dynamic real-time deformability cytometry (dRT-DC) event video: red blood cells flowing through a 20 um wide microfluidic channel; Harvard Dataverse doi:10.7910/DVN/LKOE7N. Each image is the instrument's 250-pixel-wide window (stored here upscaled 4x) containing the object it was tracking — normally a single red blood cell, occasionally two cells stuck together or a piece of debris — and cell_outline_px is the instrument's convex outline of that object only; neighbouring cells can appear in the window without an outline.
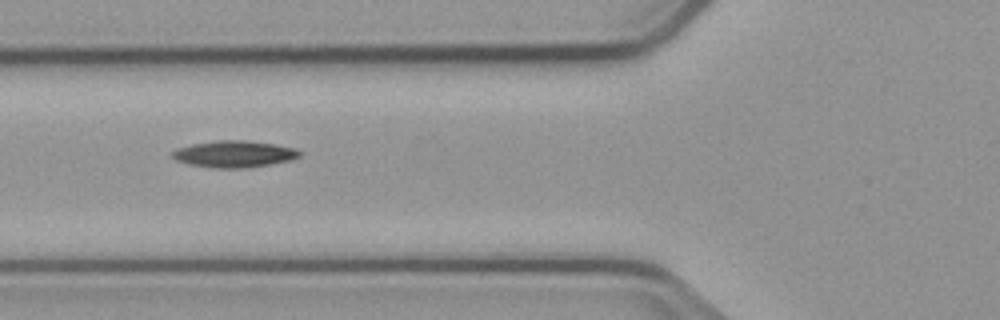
{"species": "common noctule bat (a hibernating species)", "species_latin": "Nyctalus noctula", "temperature_condition": "cold", "stored_images_in_passage": 4, "camera_frame_rate_fps": 3000, "um_per_image_px": 0.085, "animal": {"sex": "male", "body_mass_g": 23.1, "forearm_length_mm": 52.7}, "frame": {"image": 1, "passage_image": 2, "time_ms": 1.0, "image_size_px": [1000, 320], "cell_outline_px": [[300, 156], [288, 160], [272, 164], [248, 168], [212, 168], [188, 164], [176, 160], [172, 156], [172, 152], [176, 148], [192, 144], [220, 140], [244, 140], [272, 144], [296, 148], [300, 152]], "centroid_in_image_um": [19.88, 13.1], "position_along_channel_um": 105.9, "area_um2": 19.71}}
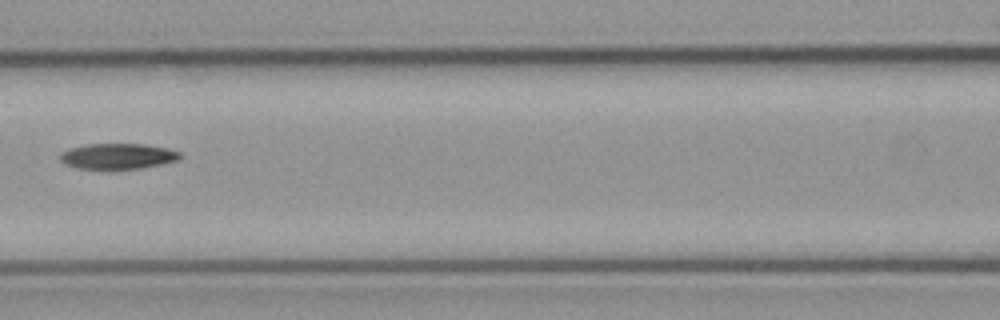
{"frame": {"image": 2, "passage_image": 3, "time_ms": 2.333, "image_size_px": [1000, 320], "cell_outline_px": [[180, 156], [176, 160], [160, 164], [140, 168], [108, 172], [76, 168], [64, 164], [60, 160], [60, 152], [68, 148], [84, 144], [144, 144], [164, 148], [180, 152]], "centroid_in_image_um": [9.88, 13.32], "position_along_channel_um": 156.7, "area_um2": 18.55}}
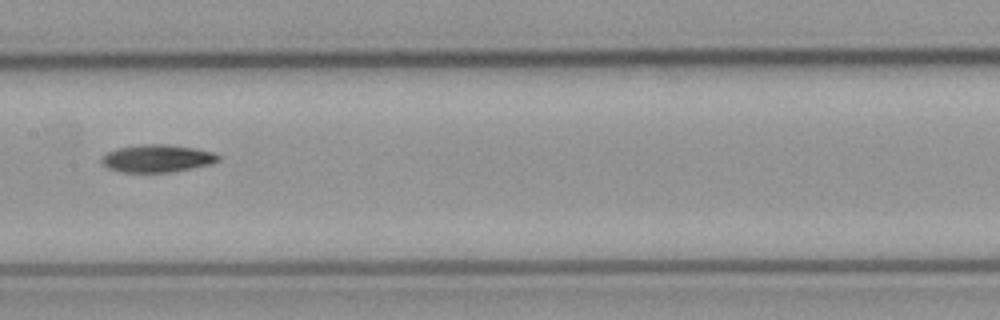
{"frame": {"image": 3, "passage_image": 4, "time_ms": 3.333, "image_size_px": [1000, 320], "cell_outline_px": [[220, 160], [212, 164], [172, 172], [120, 172], [108, 168], [100, 160], [108, 152], [116, 148], [140, 144], [164, 144], [196, 148], [212, 152], [220, 156]], "centroid_in_image_um": [13.38, 13.46], "position_along_channel_um": 194.0, "area_um2": 18.79}}